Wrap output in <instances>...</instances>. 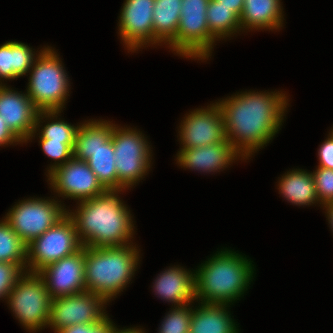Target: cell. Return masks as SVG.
Instances as JSON below:
<instances>
[{"mask_svg": "<svg viewBox=\"0 0 333 333\" xmlns=\"http://www.w3.org/2000/svg\"><path fill=\"white\" fill-rule=\"evenodd\" d=\"M318 157V167L333 170V129H331L328 138L320 146Z\"/></svg>", "mask_w": 333, "mask_h": 333, "instance_id": "836d02e7", "label": "cell"}, {"mask_svg": "<svg viewBox=\"0 0 333 333\" xmlns=\"http://www.w3.org/2000/svg\"><path fill=\"white\" fill-rule=\"evenodd\" d=\"M210 0H182L176 37L168 44L172 51L186 58L205 60L211 56L215 41L207 24Z\"/></svg>", "mask_w": 333, "mask_h": 333, "instance_id": "8992f818", "label": "cell"}, {"mask_svg": "<svg viewBox=\"0 0 333 333\" xmlns=\"http://www.w3.org/2000/svg\"><path fill=\"white\" fill-rule=\"evenodd\" d=\"M115 327L108 315L96 324H75L67 326L57 333H111Z\"/></svg>", "mask_w": 333, "mask_h": 333, "instance_id": "d6a6232c", "label": "cell"}, {"mask_svg": "<svg viewBox=\"0 0 333 333\" xmlns=\"http://www.w3.org/2000/svg\"><path fill=\"white\" fill-rule=\"evenodd\" d=\"M207 24L210 34L216 39L231 37L238 31L241 32L240 17L233 11L216 0H210L207 6Z\"/></svg>", "mask_w": 333, "mask_h": 333, "instance_id": "d4e9b609", "label": "cell"}, {"mask_svg": "<svg viewBox=\"0 0 333 333\" xmlns=\"http://www.w3.org/2000/svg\"><path fill=\"white\" fill-rule=\"evenodd\" d=\"M39 142L45 155L55 161L53 165L49 166L47 175L73 157L75 143L56 142L50 139H40Z\"/></svg>", "mask_w": 333, "mask_h": 333, "instance_id": "f546056e", "label": "cell"}, {"mask_svg": "<svg viewBox=\"0 0 333 333\" xmlns=\"http://www.w3.org/2000/svg\"><path fill=\"white\" fill-rule=\"evenodd\" d=\"M278 183L279 194L292 204L309 206L319 202L312 172L294 169L285 173Z\"/></svg>", "mask_w": 333, "mask_h": 333, "instance_id": "603a6c76", "label": "cell"}, {"mask_svg": "<svg viewBox=\"0 0 333 333\" xmlns=\"http://www.w3.org/2000/svg\"><path fill=\"white\" fill-rule=\"evenodd\" d=\"M6 301L16 319L29 332L48 326L52 298L37 273L26 272Z\"/></svg>", "mask_w": 333, "mask_h": 333, "instance_id": "ba28073f", "label": "cell"}, {"mask_svg": "<svg viewBox=\"0 0 333 333\" xmlns=\"http://www.w3.org/2000/svg\"><path fill=\"white\" fill-rule=\"evenodd\" d=\"M86 162L106 190H118V174L112 139L95 151Z\"/></svg>", "mask_w": 333, "mask_h": 333, "instance_id": "484cf974", "label": "cell"}, {"mask_svg": "<svg viewBox=\"0 0 333 333\" xmlns=\"http://www.w3.org/2000/svg\"><path fill=\"white\" fill-rule=\"evenodd\" d=\"M249 260L226 248L217 251L194 272L196 301L229 305L239 300L253 281L255 269Z\"/></svg>", "mask_w": 333, "mask_h": 333, "instance_id": "3957f363", "label": "cell"}, {"mask_svg": "<svg viewBox=\"0 0 333 333\" xmlns=\"http://www.w3.org/2000/svg\"><path fill=\"white\" fill-rule=\"evenodd\" d=\"M120 191L106 190L94 198L78 202L75 212L67 210L84 247L133 244V217L126 204L118 197Z\"/></svg>", "mask_w": 333, "mask_h": 333, "instance_id": "7a4b0ae2", "label": "cell"}, {"mask_svg": "<svg viewBox=\"0 0 333 333\" xmlns=\"http://www.w3.org/2000/svg\"><path fill=\"white\" fill-rule=\"evenodd\" d=\"M326 209V215H327V219H328V222L330 224V227L332 229V232H333V202L332 203H329V204H326L325 206Z\"/></svg>", "mask_w": 333, "mask_h": 333, "instance_id": "74e56055", "label": "cell"}, {"mask_svg": "<svg viewBox=\"0 0 333 333\" xmlns=\"http://www.w3.org/2000/svg\"><path fill=\"white\" fill-rule=\"evenodd\" d=\"M20 264L0 262V298L7 299L15 284L25 275Z\"/></svg>", "mask_w": 333, "mask_h": 333, "instance_id": "1f68e13d", "label": "cell"}, {"mask_svg": "<svg viewBox=\"0 0 333 333\" xmlns=\"http://www.w3.org/2000/svg\"><path fill=\"white\" fill-rule=\"evenodd\" d=\"M82 247L73 220L66 214L27 245L26 272L37 273L47 265L76 253Z\"/></svg>", "mask_w": 333, "mask_h": 333, "instance_id": "9c48e42d", "label": "cell"}, {"mask_svg": "<svg viewBox=\"0 0 333 333\" xmlns=\"http://www.w3.org/2000/svg\"><path fill=\"white\" fill-rule=\"evenodd\" d=\"M142 132L114 125L111 139L114 146L118 190H126L140 182L151 167L152 150Z\"/></svg>", "mask_w": 333, "mask_h": 333, "instance_id": "52a82bcc", "label": "cell"}, {"mask_svg": "<svg viewBox=\"0 0 333 333\" xmlns=\"http://www.w3.org/2000/svg\"><path fill=\"white\" fill-rule=\"evenodd\" d=\"M176 158L181 168L211 173L220 172V170L227 168L234 160L240 159V155L226 139L217 144L181 148Z\"/></svg>", "mask_w": 333, "mask_h": 333, "instance_id": "e0dca14e", "label": "cell"}, {"mask_svg": "<svg viewBox=\"0 0 333 333\" xmlns=\"http://www.w3.org/2000/svg\"><path fill=\"white\" fill-rule=\"evenodd\" d=\"M111 333H145L141 328H123L122 330L118 329L116 326L112 329Z\"/></svg>", "mask_w": 333, "mask_h": 333, "instance_id": "8d00e7d4", "label": "cell"}, {"mask_svg": "<svg viewBox=\"0 0 333 333\" xmlns=\"http://www.w3.org/2000/svg\"><path fill=\"white\" fill-rule=\"evenodd\" d=\"M106 304L101 296L88 291L53 298L48 327L57 333L75 324H96L107 316L104 312Z\"/></svg>", "mask_w": 333, "mask_h": 333, "instance_id": "8fae6325", "label": "cell"}, {"mask_svg": "<svg viewBox=\"0 0 333 333\" xmlns=\"http://www.w3.org/2000/svg\"><path fill=\"white\" fill-rule=\"evenodd\" d=\"M35 53L28 45L18 41L0 45V85L1 79L13 80L26 75L37 59Z\"/></svg>", "mask_w": 333, "mask_h": 333, "instance_id": "7402d4cb", "label": "cell"}, {"mask_svg": "<svg viewBox=\"0 0 333 333\" xmlns=\"http://www.w3.org/2000/svg\"><path fill=\"white\" fill-rule=\"evenodd\" d=\"M27 245L4 218L0 221V262L20 264L26 270Z\"/></svg>", "mask_w": 333, "mask_h": 333, "instance_id": "83f0119b", "label": "cell"}, {"mask_svg": "<svg viewBox=\"0 0 333 333\" xmlns=\"http://www.w3.org/2000/svg\"><path fill=\"white\" fill-rule=\"evenodd\" d=\"M44 47L30 71L27 94L39 111H61L69 96V77L54 48Z\"/></svg>", "mask_w": 333, "mask_h": 333, "instance_id": "5b68a950", "label": "cell"}, {"mask_svg": "<svg viewBox=\"0 0 333 333\" xmlns=\"http://www.w3.org/2000/svg\"><path fill=\"white\" fill-rule=\"evenodd\" d=\"M84 269L85 247L83 246L76 253L42 268L37 274L53 299L85 292Z\"/></svg>", "mask_w": 333, "mask_h": 333, "instance_id": "5bb4252c", "label": "cell"}, {"mask_svg": "<svg viewBox=\"0 0 333 333\" xmlns=\"http://www.w3.org/2000/svg\"><path fill=\"white\" fill-rule=\"evenodd\" d=\"M61 111H39L36 117V124L34 132L31 134L30 139L35 137V134L39 131V139H50L51 141L63 142V143H75V136L79 125H71L64 120L57 119ZM58 115V116H57ZM43 118L50 119L51 121L47 122L46 125L40 129L43 123L41 120ZM55 119V120H53Z\"/></svg>", "mask_w": 333, "mask_h": 333, "instance_id": "4316f807", "label": "cell"}, {"mask_svg": "<svg viewBox=\"0 0 333 333\" xmlns=\"http://www.w3.org/2000/svg\"><path fill=\"white\" fill-rule=\"evenodd\" d=\"M86 122V123H85ZM79 124L75 136L73 157L86 161L95 151L111 139L115 124L106 120H89Z\"/></svg>", "mask_w": 333, "mask_h": 333, "instance_id": "44dd1931", "label": "cell"}, {"mask_svg": "<svg viewBox=\"0 0 333 333\" xmlns=\"http://www.w3.org/2000/svg\"><path fill=\"white\" fill-rule=\"evenodd\" d=\"M319 203L322 207L333 202V170L323 167L312 172Z\"/></svg>", "mask_w": 333, "mask_h": 333, "instance_id": "4dcf8cb0", "label": "cell"}, {"mask_svg": "<svg viewBox=\"0 0 333 333\" xmlns=\"http://www.w3.org/2000/svg\"><path fill=\"white\" fill-rule=\"evenodd\" d=\"M32 198L19 201L4 216L26 245L67 214V209L58 200Z\"/></svg>", "mask_w": 333, "mask_h": 333, "instance_id": "30bf717a", "label": "cell"}, {"mask_svg": "<svg viewBox=\"0 0 333 333\" xmlns=\"http://www.w3.org/2000/svg\"><path fill=\"white\" fill-rule=\"evenodd\" d=\"M153 290L158 297L174 303V307L193 303L195 299L194 272L183 267H169L157 276Z\"/></svg>", "mask_w": 333, "mask_h": 333, "instance_id": "ac0fdd59", "label": "cell"}, {"mask_svg": "<svg viewBox=\"0 0 333 333\" xmlns=\"http://www.w3.org/2000/svg\"><path fill=\"white\" fill-rule=\"evenodd\" d=\"M15 143H23L13 131L6 125L5 121L0 115V146L14 145Z\"/></svg>", "mask_w": 333, "mask_h": 333, "instance_id": "e575fe53", "label": "cell"}, {"mask_svg": "<svg viewBox=\"0 0 333 333\" xmlns=\"http://www.w3.org/2000/svg\"><path fill=\"white\" fill-rule=\"evenodd\" d=\"M280 92L246 91L217 102L226 138L241 160L267 146L278 133L288 105V97Z\"/></svg>", "mask_w": 333, "mask_h": 333, "instance_id": "6da1fadb", "label": "cell"}, {"mask_svg": "<svg viewBox=\"0 0 333 333\" xmlns=\"http://www.w3.org/2000/svg\"><path fill=\"white\" fill-rule=\"evenodd\" d=\"M179 140L182 148H195L224 142V118L217 102L207 108L190 111L180 124Z\"/></svg>", "mask_w": 333, "mask_h": 333, "instance_id": "4fadbf2b", "label": "cell"}, {"mask_svg": "<svg viewBox=\"0 0 333 333\" xmlns=\"http://www.w3.org/2000/svg\"><path fill=\"white\" fill-rule=\"evenodd\" d=\"M53 191L63 198L84 201L106 191L86 161L72 157L48 175Z\"/></svg>", "mask_w": 333, "mask_h": 333, "instance_id": "7c38bea8", "label": "cell"}, {"mask_svg": "<svg viewBox=\"0 0 333 333\" xmlns=\"http://www.w3.org/2000/svg\"><path fill=\"white\" fill-rule=\"evenodd\" d=\"M139 251L132 244L85 247V288L106 302L121 293L137 271Z\"/></svg>", "mask_w": 333, "mask_h": 333, "instance_id": "277c9868", "label": "cell"}, {"mask_svg": "<svg viewBox=\"0 0 333 333\" xmlns=\"http://www.w3.org/2000/svg\"><path fill=\"white\" fill-rule=\"evenodd\" d=\"M154 3L155 0H125L119 16L118 34L127 50L134 52L153 45Z\"/></svg>", "mask_w": 333, "mask_h": 333, "instance_id": "9a60e30c", "label": "cell"}, {"mask_svg": "<svg viewBox=\"0 0 333 333\" xmlns=\"http://www.w3.org/2000/svg\"><path fill=\"white\" fill-rule=\"evenodd\" d=\"M227 307L200 302L197 308L192 309L189 333H238V326Z\"/></svg>", "mask_w": 333, "mask_h": 333, "instance_id": "ffe728a7", "label": "cell"}, {"mask_svg": "<svg viewBox=\"0 0 333 333\" xmlns=\"http://www.w3.org/2000/svg\"><path fill=\"white\" fill-rule=\"evenodd\" d=\"M190 304L173 307L164 317L158 333H189L192 307Z\"/></svg>", "mask_w": 333, "mask_h": 333, "instance_id": "f1b7e54d", "label": "cell"}, {"mask_svg": "<svg viewBox=\"0 0 333 333\" xmlns=\"http://www.w3.org/2000/svg\"><path fill=\"white\" fill-rule=\"evenodd\" d=\"M182 0H155L153 8V44L168 45L175 37L180 21Z\"/></svg>", "mask_w": 333, "mask_h": 333, "instance_id": "cb8c5ba5", "label": "cell"}, {"mask_svg": "<svg viewBox=\"0 0 333 333\" xmlns=\"http://www.w3.org/2000/svg\"><path fill=\"white\" fill-rule=\"evenodd\" d=\"M281 0H244L241 30H279L283 25Z\"/></svg>", "mask_w": 333, "mask_h": 333, "instance_id": "d6986e66", "label": "cell"}, {"mask_svg": "<svg viewBox=\"0 0 333 333\" xmlns=\"http://www.w3.org/2000/svg\"><path fill=\"white\" fill-rule=\"evenodd\" d=\"M38 112L27 92L20 93L6 84L0 85V115L23 143L28 142L34 132Z\"/></svg>", "mask_w": 333, "mask_h": 333, "instance_id": "2e32d148", "label": "cell"}, {"mask_svg": "<svg viewBox=\"0 0 333 333\" xmlns=\"http://www.w3.org/2000/svg\"><path fill=\"white\" fill-rule=\"evenodd\" d=\"M220 3V5H223L228 8H233V11L240 17L243 6H244V0H216Z\"/></svg>", "mask_w": 333, "mask_h": 333, "instance_id": "d590c367", "label": "cell"}]
</instances>
